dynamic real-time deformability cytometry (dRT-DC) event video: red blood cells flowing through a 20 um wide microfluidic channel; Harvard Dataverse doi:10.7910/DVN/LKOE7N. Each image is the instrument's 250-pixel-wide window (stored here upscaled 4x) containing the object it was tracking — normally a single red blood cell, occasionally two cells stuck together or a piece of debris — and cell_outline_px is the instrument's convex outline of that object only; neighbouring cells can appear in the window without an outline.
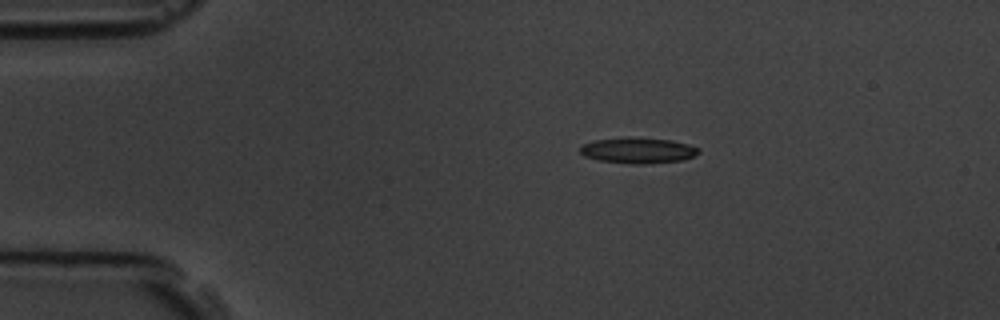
{"species": "common noctule bat (a hibernating species)", "species_latin": "Nyctalus noctula", "temperature_condition": "room temperature", "stored_images_in_passage": 5, "camera_frame_rate_fps": 3000, "um_per_image_px": 0.085, "animal": {"sex": "male", "body_mass_g": 19.5, "forearm_length_mm": 54.6}, "frame": {"image": 1, "passage_image": 1, "time_ms": 0.0, "image_size_px": [1000, 320], "cell_outline_px": [[700, 152], [684, 160], [644, 164], [632, 164], [600, 160], [584, 156], [580, 152], [580, 148], [584, 144], [592, 140], [628, 136], [672, 140], [688, 144], [700, 148]], "centroid_in_image_um": [54.23, 12.77], "position_along_channel_um": 30.8, "area_um2": 17.98}}
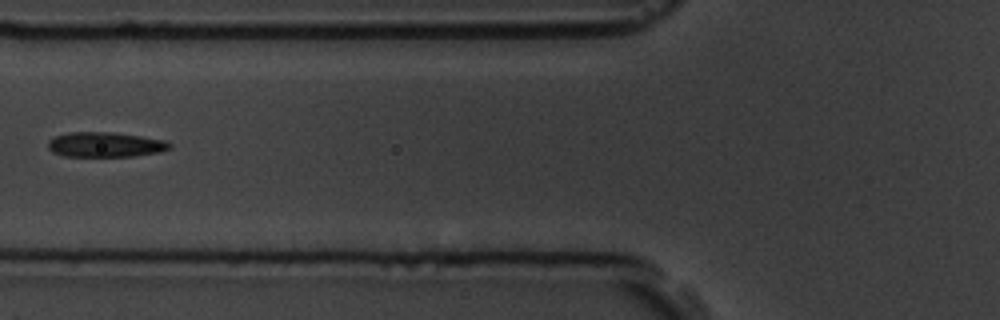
{"frame": {"image": 2, "passage_image": 4, "time_ms": 3.667, "image_size_px": [1000, 320], "cell_outline_px": [[172, 148], [160, 152], [132, 156], [64, 156], [52, 152], [48, 148], [48, 140], [56, 136], [68, 132], [108, 132], [140, 136], [164, 140], [172, 144]], "centroid_in_image_um": [8.94, 12.29], "position_along_channel_um": 116.9, "area_um2": 17.63}}
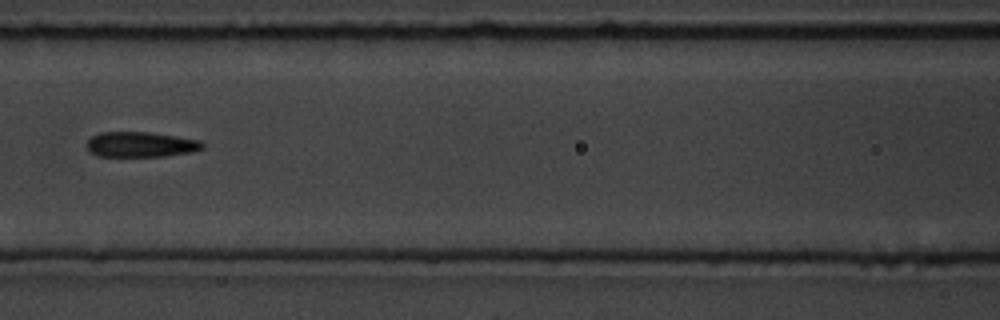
{"frame": {"image": 3, "passage_image": 5, "time_ms": 4.667, "image_size_px": [1000, 320], "cell_outline_px": [[204, 148], [192, 152], [164, 156], [96, 156], [88, 148], [88, 140], [92, 136], [100, 132], [148, 132], [176, 136], [200, 140], [204, 144]], "centroid_in_image_um": [11.99, 12.28], "position_along_channel_um": 154.6, "area_um2": 16.94}}